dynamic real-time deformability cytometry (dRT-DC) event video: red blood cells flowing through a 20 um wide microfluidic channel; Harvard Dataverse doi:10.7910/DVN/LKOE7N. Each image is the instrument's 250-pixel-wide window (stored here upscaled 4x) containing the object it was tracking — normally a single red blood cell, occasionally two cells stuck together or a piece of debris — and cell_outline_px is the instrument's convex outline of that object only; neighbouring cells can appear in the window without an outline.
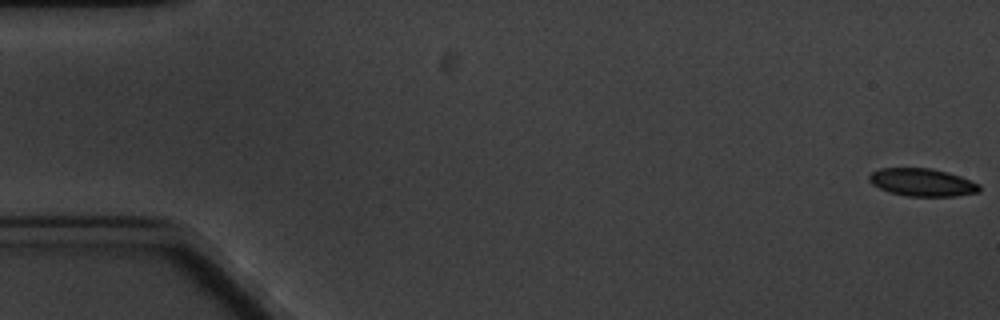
{"species": "common noctule bat (a hibernating species)", "species_latin": "Nyctalus noctula", "temperature_condition": "cold", "stored_images_in_passage": 5, "camera_frame_rate_fps": 3000, "um_per_image_px": 0.085, "animal": {"sex": "male", "body_mass_g": 20.1, "forearm_length_mm": 53.5}, "frame": {"image": 1, "passage_image": 1, "time_ms": 0.0, "image_size_px": [1000, 320], "cell_outline_px": [[980, 192], [956, 196], [908, 196], [888, 192], [872, 184], [868, 180], [868, 176], [872, 172], [880, 168], [932, 168], [948, 172], [960, 176], [980, 184]], "centroid_in_image_um": [78.39, 15.5], "position_along_channel_um": 6.6, "area_um2": 17.92}}
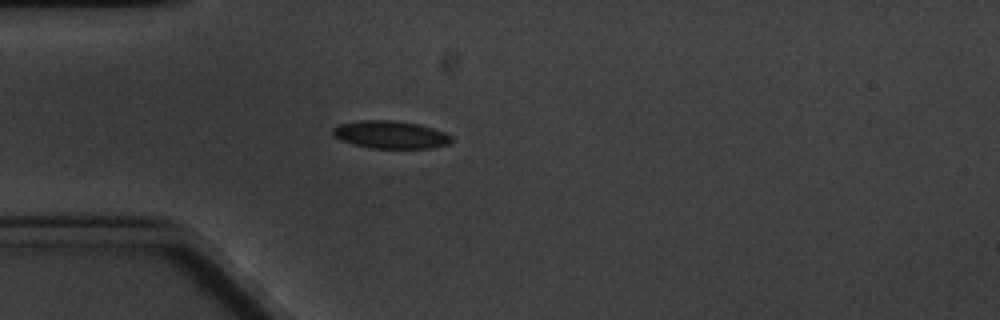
{"frame": {"image": 2, "passage_image": 5, "time_ms": 5.333, "image_size_px": [1000, 320], "cell_outline_px": [[452, 140], [448, 144], [432, 148], [372, 148], [352, 144], [340, 140], [332, 136], [332, 128], [340, 124], [360, 120], [392, 120], [420, 124], [444, 132], [452, 136]], "centroid_in_image_um": [33.17, 11.44], "position_along_channel_um": 51.8, "area_um2": 19.25}}